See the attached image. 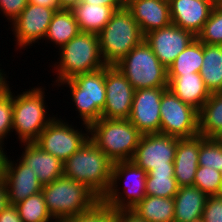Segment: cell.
Returning a JSON list of instances; mask_svg holds the SVG:
<instances>
[{
	"label": "cell",
	"instance_id": "obj_38",
	"mask_svg": "<svg viewBox=\"0 0 222 222\" xmlns=\"http://www.w3.org/2000/svg\"><path fill=\"white\" fill-rule=\"evenodd\" d=\"M28 3V0H0V11L9 22H13Z\"/></svg>",
	"mask_w": 222,
	"mask_h": 222
},
{
	"label": "cell",
	"instance_id": "obj_24",
	"mask_svg": "<svg viewBox=\"0 0 222 222\" xmlns=\"http://www.w3.org/2000/svg\"><path fill=\"white\" fill-rule=\"evenodd\" d=\"M72 11L80 32L99 34L116 10L109 6L81 1Z\"/></svg>",
	"mask_w": 222,
	"mask_h": 222
},
{
	"label": "cell",
	"instance_id": "obj_37",
	"mask_svg": "<svg viewBox=\"0 0 222 222\" xmlns=\"http://www.w3.org/2000/svg\"><path fill=\"white\" fill-rule=\"evenodd\" d=\"M201 222H222V194L208 196Z\"/></svg>",
	"mask_w": 222,
	"mask_h": 222
},
{
	"label": "cell",
	"instance_id": "obj_6",
	"mask_svg": "<svg viewBox=\"0 0 222 222\" xmlns=\"http://www.w3.org/2000/svg\"><path fill=\"white\" fill-rule=\"evenodd\" d=\"M45 88L33 87L21 94L13 95V126L21 143L35 142L40 133L55 118L47 117Z\"/></svg>",
	"mask_w": 222,
	"mask_h": 222
},
{
	"label": "cell",
	"instance_id": "obj_29",
	"mask_svg": "<svg viewBox=\"0 0 222 222\" xmlns=\"http://www.w3.org/2000/svg\"><path fill=\"white\" fill-rule=\"evenodd\" d=\"M203 58V43L195 38L169 66L167 75L200 73Z\"/></svg>",
	"mask_w": 222,
	"mask_h": 222
},
{
	"label": "cell",
	"instance_id": "obj_25",
	"mask_svg": "<svg viewBox=\"0 0 222 222\" xmlns=\"http://www.w3.org/2000/svg\"><path fill=\"white\" fill-rule=\"evenodd\" d=\"M203 65L200 75L212 93L222 92V45L203 44Z\"/></svg>",
	"mask_w": 222,
	"mask_h": 222
},
{
	"label": "cell",
	"instance_id": "obj_33",
	"mask_svg": "<svg viewBox=\"0 0 222 222\" xmlns=\"http://www.w3.org/2000/svg\"><path fill=\"white\" fill-rule=\"evenodd\" d=\"M193 186L209 195L222 194V172L216 169L198 166Z\"/></svg>",
	"mask_w": 222,
	"mask_h": 222
},
{
	"label": "cell",
	"instance_id": "obj_1",
	"mask_svg": "<svg viewBox=\"0 0 222 222\" xmlns=\"http://www.w3.org/2000/svg\"><path fill=\"white\" fill-rule=\"evenodd\" d=\"M113 162L89 138L63 163V175L87 185L100 198L111 183Z\"/></svg>",
	"mask_w": 222,
	"mask_h": 222
},
{
	"label": "cell",
	"instance_id": "obj_9",
	"mask_svg": "<svg viewBox=\"0 0 222 222\" xmlns=\"http://www.w3.org/2000/svg\"><path fill=\"white\" fill-rule=\"evenodd\" d=\"M146 176L147 172L131 160L113 162L111 183L101 201L116 211L132 210L146 197ZM123 179L126 184L119 192Z\"/></svg>",
	"mask_w": 222,
	"mask_h": 222
},
{
	"label": "cell",
	"instance_id": "obj_21",
	"mask_svg": "<svg viewBox=\"0 0 222 222\" xmlns=\"http://www.w3.org/2000/svg\"><path fill=\"white\" fill-rule=\"evenodd\" d=\"M200 135L178 138L174 159V177L178 187L193 186L199 166Z\"/></svg>",
	"mask_w": 222,
	"mask_h": 222
},
{
	"label": "cell",
	"instance_id": "obj_32",
	"mask_svg": "<svg viewBox=\"0 0 222 222\" xmlns=\"http://www.w3.org/2000/svg\"><path fill=\"white\" fill-rule=\"evenodd\" d=\"M196 38L203 44L222 45V3H216Z\"/></svg>",
	"mask_w": 222,
	"mask_h": 222
},
{
	"label": "cell",
	"instance_id": "obj_28",
	"mask_svg": "<svg viewBox=\"0 0 222 222\" xmlns=\"http://www.w3.org/2000/svg\"><path fill=\"white\" fill-rule=\"evenodd\" d=\"M199 135L212 138L222 129V92L210 94L198 114Z\"/></svg>",
	"mask_w": 222,
	"mask_h": 222
},
{
	"label": "cell",
	"instance_id": "obj_13",
	"mask_svg": "<svg viewBox=\"0 0 222 222\" xmlns=\"http://www.w3.org/2000/svg\"><path fill=\"white\" fill-rule=\"evenodd\" d=\"M106 103L101 118L128 119L135 89L114 65L105 66Z\"/></svg>",
	"mask_w": 222,
	"mask_h": 222
},
{
	"label": "cell",
	"instance_id": "obj_11",
	"mask_svg": "<svg viewBox=\"0 0 222 222\" xmlns=\"http://www.w3.org/2000/svg\"><path fill=\"white\" fill-rule=\"evenodd\" d=\"M85 132L75 129L72 124L55 117L40 133L34 142L43 151L57 157L63 163L90 138V128L85 126Z\"/></svg>",
	"mask_w": 222,
	"mask_h": 222
},
{
	"label": "cell",
	"instance_id": "obj_5",
	"mask_svg": "<svg viewBox=\"0 0 222 222\" xmlns=\"http://www.w3.org/2000/svg\"><path fill=\"white\" fill-rule=\"evenodd\" d=\"M99 35L100 53L106 65H115L144 40L138 23L126 8L116 10Z\"/></svg>",
	"mask_w": 222,
	"mask_h": 222
},
{
	"label": "cell",
	"instance_id": "obj_27",
	"mask_svg": "<svg viewBox=\"0 0 222 222\" xmlns=\"http://www.w3.org/2000/svg\"><path fill=\"white\" fill-rule=\"evenodd\" d=\"M174 199L149 196L136 205L132 211L147 222H174Z\"/></svg>",
	"mask_w": 222,
	"mask_h": 222
},
{
	"label": "cell",
	"instance_id": "obj_20",
	"mask_svg": "<svg viewBox=\"0 0 222 222\" xmlns=\"http://www.w3.org/2000/svg\"><path fill=\"white\" fill-rule=\"evenodd\" d=\"M24 151L21 160L30 170L37 174L39 182L47 185L63 176V162L57 157L43 151L37 144L22 143Z\"/></svg>",
	"mask_w": 222,
	"mask_h": 222
},
{
	"label": "cell",
	"instance_id": "obj_42",
	"mask_svg": "<svg viewBox=\"0 0 222 222\" xmlns=\"http://www.w3.org/2000/svg\"><path fill=\"white\" fill-rule=\"evenodd\" d=\"M9 205L7 186L3 178L0 179V213Z\"/></svg>",
	"mask_w": 222,
	"mask_h": 222
},
{
	"label": "cell",
	"instance_id": "obj_46",
	"mask_svg": "<svg viewBox=\"0 0 222 222\" xmlns=\"http://www.w3.org/2000/svg\"><path fill=\"white\" fill-rule=\"evenodd\" d=\"M4 149V144L0 142V179L3 178V172L5 169V163L7 158V152H4Z\"/></svg>",
	"mask_w": 222,
	"mask_h": 222
},
{
	"label": "cell",
	"instance_id": "obj_30",
	"mask_svg": "<svg viewBox=\"0 0 222 222\" xmlns=\"http://www.w3.org/2000/svg\"><path fill=\"white\" fill-rule=\"evenodd\" d=\"M174 168L152 169L146 176V195L174 198L178 192Z\"/></svg>",
	"mask_w": 222,
	"mask_h": 222
},
{
	"label": "cell",
	"instance_id": "obj_7",
	"mask_svg": "<svg viewBox=\"0 0 222 222\" xmlns=\"http://www.w3.org/2000/svg\"><path fill=\"white\" fill-rule=\"evenodd\" d=\"M66 84L71 92V99L76 106L84 126H90L101 118L105 103V67L91 73L78 74L71 79L61 81L58 86Z\"/></svg>",
	"mask_w": 222,
	"mask_h": 222
},
{
	"label": "cell",
	"instance_id": "obj_40",
	"mask_svg": "<svg viewBox=\"0 0 222 222\" xmlns=\"http://www.w3.org/2000/svg\"><path fill=\"white\" fill-rule=\"evenodd\" d=\"M115 222H147L132 210H115Z\"/></svg>",
	"mask_w": 222,
	"mask_h": 222
},
{
	"label": "cell",
	"instance_id": "obj_15",
	"mask_svg": "<svg viewBox=\"0 0 222 222\" xmlns=\"http://www.w3.org/2000/svg\"><path fill=\"white\" fill-rule=\"evenodd\" d=\"M168 87H154L135 90L128 120L142 134L160 133V103Z\"/></svg>",
	"mask_w": 222,
	"mask_h": 222
},
{
	"label": "cell",
	"instance_id": "obj_36",
	"mask_svg": "<svg viewBox=\"0 0 222 222\" xmlns=\"http://www.w3.org/2000/svg\"><path fill=\"white\" fill-rule=\"evenodd\" d=\"M13 94L11 89L0 96V142L13 132Z\"/></svg>",
	"mask_w": 222,
	"mask_h": 222
},
{
	"label": "cell",
	"instance_id": "obj_17",
	"mask_svg": "<svg viewBox=\"0 0 222 222\" xmlns=\"http://www.w3.org/2000/svg\"><path fill=\"white\" fill-rule=\"evenodd\" d=\"M16 161L17 163L7 156L3 172L9 204L14 205L31 195L41 192L43 187L38 180L37 174H34L21 160Z\"/></svg>",
	"mask_w": 222,
	"mask_h": 222
},
{
	"label": "cell",
	"instance_id": "obj_22",
	"mask_svg": "<svg viewBox=\"0 0 222 222\" xmlns=\"http://www.w3.org/2000/svg\"><path fill=\"white\" fill-rule=\"evenodd\" d=\"M167 77L168 89L199 112L210 96L200 73L167 75Z\"/></svg>",
	"mask_w": 222,
	"mask_h": 222
},
{
	"label": "cell",
	"instance_id": "obj_2",
	"mask_svg": "<svg viewBox=\"0 0 222 222\" xmlns=\"http://www.w3.org/2000/svg\"><path fill=\"white\" fill-rule=\"evenodd\" d=\"M42 194L46 207L55 221H65L91 210L101 198L87 185L61 176L43 185Z\"/></svg>",
	"mask_w": 222,
	"mask_h": 222
},
{
	"label": "cell",
	"instance_id": "obj_18",
	"mask_svg": "<svg viewBox=\"0 0 222 222\" xmlns=\"http://www.w3.org/2000/svg\"><path fill=\"white\" fill-rule=\"evenodd\" d=\"M171 21L195 37L209 19L216 2L214 0H168Z\"/></svg>",
	"mask_w": 222,
	"mask_h": 222
},
{
	"label": "cell",
	"instance_id": "obj_8",
	"mask_svg": "<svg viewBox=\"0 0 222 222\" xmlns=\"http://www.w3.org/2000/svg\"><path fill=\"white\" fill-rule=\"evenodd\" d=\"M114 66L135 90L168 87L167 69L144 40Z\"/></svg>",
	"mask_w": 222,
	"mask_h": 222
},
{
	"label": "cell",
	"instance_id": "obj_44",
	"mask_svg": "<svg viewBox=\"0 0 222 222\" xmlns=\"http://www.w3.org/2000/svg\"><path fill=\"white\" fill-rule=\"evenodd\" d=\"M2 70L3 69H0V96H2L4 93H6L9 90V88H11L9 87L10 84H8L7 82L8 76H6L5 72Z\"/></svg>",
	"mask_w": 222,
	"mask_h": 222
},
{
	"label": "cell",
	"instance_id": "obj_34",
	"mask_svg": "<svg viewBox=\"0 0 222 222\" xmlns=\"http://www.w3.org/2000/svg\"><path fill=\"white\" fill-rule=\"evenodd\" d=\"M199 166L214 168L222 172V146L213 138L200 135Z\"/></svg>",
	"mask_w": 222,
	"mask_h": 222
},
{
	"label": "cell",
	"instance_id": "obj_26",
	"mask_svg": "<svg viewBox=\"0 0 222 222\" xmlns=\"http://www.w3.org/2000/svg\"><path fill=\"white\" fill-rule=\"evenodd\" d=\"M80 33L72 10H57L49 24L44 40L53 42L59 49Z\"/></svg>",
	"mask_w": 222,
	"mask_h": 222
},
{
	"label": "cell",
	"instance_id": "obj_31",
	"mask_svg": "<svg viewBox=\"0 0 222 222\" xmlns=\"http://www.w3.org/2000/svg\"><path fill=\"white\" fill-rule=\"evenodd\" d=\"M23 222H56L47 210L42 192L15 204Z\"/></svg>",
	"mask_w": 222,
	"mask_h": 222
},
{
	"label": "cell",
	"instance_id": "obj_16",
	"mask_svg": "<svg viewBox=\"0 0 222 222\" xmlns=\"http://www.w3.org/2000/svg\"><path fill=\"white\" fill-rule=\"evenodd\" d=\"M195 38L191 32L173 23L144 35V41L166 69Z\"/></svg>",
	"mask_w": 222,
	"mask_h": 222
},
{
	"label": "cell",
	"instance_id": "obj_14",
	"mask_svg": "<svg viewBox=\"0 0 222 222\" xmlns=\"http://www.w3.org/2000/svg\"><path fill=\"white\" fill-rule=\"evenodd\" d=\"M60 8L28 3L21 14L11 23L16 46L26 48L44 39L54 13Z\"/></svg>",
	"mask_w": 222,
	"mask_h": 222
},
{
	"label": "cell",
	"instance_id": "obj_35",
	"mask_svg": "<svg viewBox=\"0 0 222 222\" xmlns=\"http://www.w3.org/2000/svg\"><path fill=\"white\" fill-rule=\"evenodd\" d=\"M65 222H115V210L100 201L91 210L70 217Z\"/></svg>",
	"mask_w": 222,
	"mask_h": 222
},
{
	"label": "cell",
	"instance_id": "obj_43",
	"mask_svg": "<svg viewBox=\"0 0 222 222\" xmlns=\"http://www.w3.org/2000/svg\"><path fill=\"white\" fill-rule=\"evenodd\" d=\"M29 3L49 8H60L58 0H28Z\"/></svg>",
	"mask_w": 222,
	"mask_h": 222
},
{
	"label": "cell",
	"instance_id": "obj_47",
	"mask_svg": "<svg viewBox=\"0 0 222 222\" xmlns=\"http://www.w3.org/2000/svg\"><path fill=\"white\" fill-rule=\"evenodd\" d=\"M220 146H222V129L212 137Z\"/></svg>",
	"mask_w": 222,
	"mask_h": 222
},
{
	"label": "cell",
	"instance_id": "obj_48",
	"mask_svg": "<svg viewBox=\"0 0 222 222\" xmlns=\"http://www.w3.org/2000/svg\"><path fill=\"white\" fill-rule=\"evenodd\" d=\"M216 3H222V0H214Z\"/></svg>",
	"mask_w": 222,
	"mask_h": 222
},
{
	"label": "cell",
	"instance_id": "obj_19",
	"mask_svg": "<svg viewBox=\"0 0 222 222\" xmlns=\"http://www.w3.org/2000/svg\"><path fill=\"white\" fill-rule=\"evenodd\" d=\"M125 7L131 12L143 35L172 23L168 0H126Z\"/></svg>",
	"mask_w": 222,
	"mask_h": 222
},
{
	"label": "cell",
	"instance_id": "obj_3",
	"mask_svg": "<svg viewBox=\"0 0 222 222\" xmlns=\"http://www.w3.org/2000/svg\"><path fill=\"white\" fill-rule=\"evenodd\" d=\"M59 54L60 60L53 65L58 75L54 82L57 84L106 66L100 53L98 34L80 32L59 49Z\"/></svg>",
	"mask_w": 222,
	"mask_h": 222
},
{
	"label": "cell",
	"instance_id": "obj_10",
	"mask_svg": "<svg viewBox=\"0 0 222 222\" xmlns=\"http://www.w3.org/2000/svg\"><path fill=\"white\" fill-rule=\"evenodd\" d=\"M160 133L177 138L199 135V112L185 104L170 89L163 92L160 103Z\"/></svg>",
	"mask_w": 222,
	"mask_h": 222
},
{
	"label": "cell",
	"instance_id": "obj_23",
	"mask_svg": "<svg viewBox=\"0 0 222 222\" xmlns=\"http://www.w3.org/2000/svg\"><path fill=\"white\" fill-rule=\"evenodd\" d=\"M208 195L198 187H180L174 196V222H201Z\"/></svg>",
	"mask_w": 222,
	"mask_h": 222
},
{
	"label": "cell",
	"instance_id": "obj_45",
	"mask_svg": "<svg viewBox=\"0 0 222 222\" xmlns=\"http://www.w3.org/2000/svg\"><path fill=\"white\" fill-rule=\"evenodd\" d=\"M82 0H58L60 9L72 10Z\"/></svg>",
	"mask_w": 222,
	"mask_h": 222
},
{
	"label": "cell",
	"instance_id": "obj_4",
	"mask_svg": "<svg viewBox=\"0 0 222 222\" xmlns=\"http://www.w3.org/2000/svg\"><path fill=\"white\" fill-rule=\"evenodd\" d=\"M89 128L90 139L112 162L132 160L142 134L128 119L100 118Z\"/></svg>",
	"mask_w": 222,
	"mask_h": 222
},
{
	"label": "cell",
	"instance_id": "obj_41",
	"mask_svg": "<svg viewBox=\"0 0 222 222\" xmlns=\"http://www.w3.org/2000/svg\"><path fill=\"white\" fill-rule=\"evenodd\" d=\"M87 4L104 5L119 10L125 7L126 0H82Z\"/></svg>",
	"mask_w": 222,
	"mask_h": 222
},
{
	"label": "cell",
	"instance_id": "obj_12",
	"mask_svg": "<svg viewBox=\"0 0 222 222\" xmlns=\"http://www.w3.org/2000/svg\"><path fill=\"white\" fill-rule=\"evenodd\" d=\"M177 140L175 136L161 133L141 135L131 161L147 173L152 169L174 168Z\"/></svg>",
	"mask_w": 222,
	"mask_h": 222
},
{
	"label": "cell",
	"instance_id": "obj_39",
	"mask_svg": "<svg viewBox=\"0 0 222 222\" xmlns=\"http://www.w3.org/2000/svg\"><path fill=\"white\" fill-rule=\"evenodd\" d=\"M0 222H23L14 204H9L0 213Z\"/></svg>",
	"mask_w": 222,
	"mask_h": 222
}]
</instances>
